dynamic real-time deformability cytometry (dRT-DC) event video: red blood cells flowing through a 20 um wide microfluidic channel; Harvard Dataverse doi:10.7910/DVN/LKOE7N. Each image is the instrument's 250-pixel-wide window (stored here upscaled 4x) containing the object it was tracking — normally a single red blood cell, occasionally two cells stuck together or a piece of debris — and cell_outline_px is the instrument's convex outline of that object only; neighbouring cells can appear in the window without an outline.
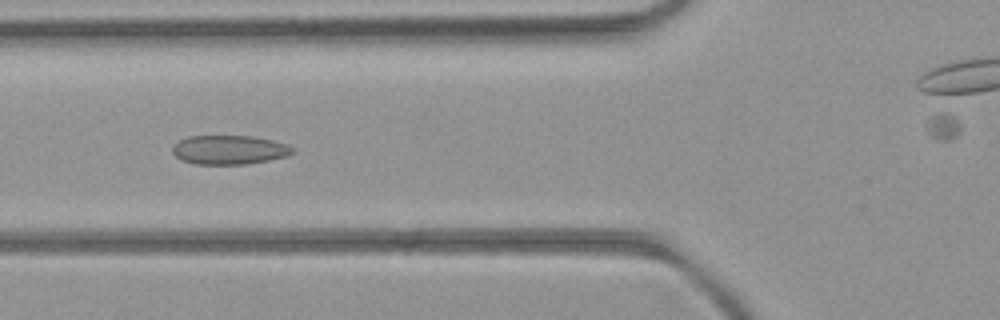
{"species": "common noctule bat (a hibernating species)", "species_latin": "Nyctalus noctula", "temperature_condition": "room temperature", "stored_images_in_passage": 34, "camera_frame_rate_fps": 3000, "um_per_image_px": 0.085, "animal": {"sex": "female", "body_mass_g": 21.9}, "frame": {"image": 1, "passage_image": 7, "time_ms": 2.0, "image_size_px": [1000, 320], "cell_outline_px": [[296, 148], [288, 156], [248, 164], [196, 164], [180, 160], [172, 152], [172, 148], [180, 140], [188, 136], [252, 136], [272, 140], [288, 144]], "centroid_in_image_um": [19.51, 12.74], "position_along_channel_um": 106.3, "area_um2": 20.4}}
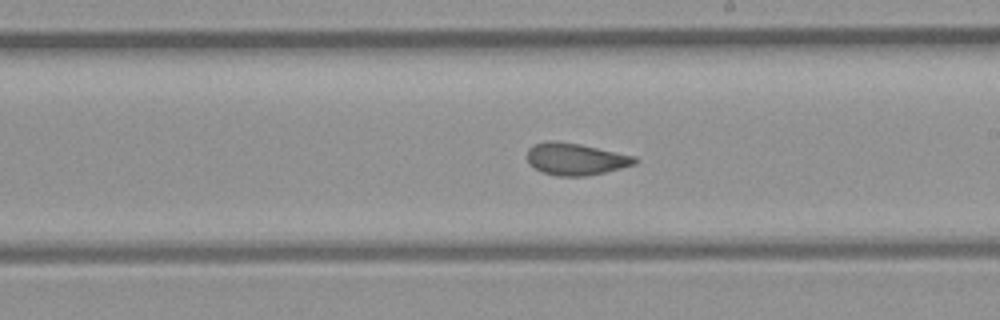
{"frame": {"image": 2, "passage_image": 17, "time_ms": 5.333, "image_size_px": [1000, 320], "cell_outline_px": [[636, 164], [588, 176], [556, 176], [544, 172], [528, 164], [528, 148], [536, 144], [548, 140], [556, 140], [580, 144], [636, 156]], "centroid_in_image_um": [48.92, 13.51], "position_along_channel_um": 240.1, "area_um2": 20.0}}
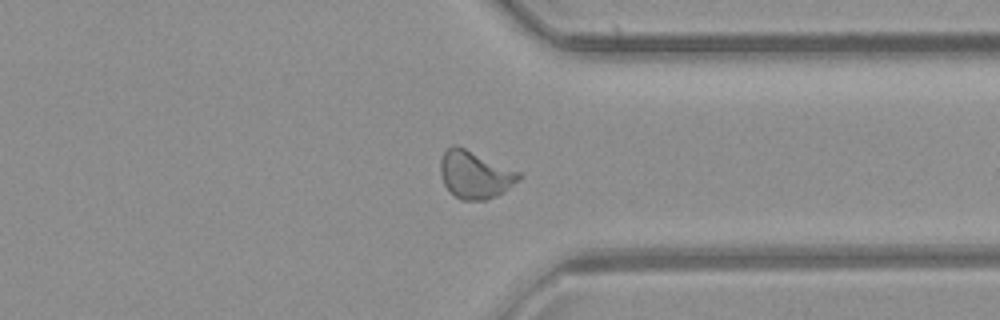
{"frame": {"image": 3, "passage_image": 27, "time_ms": 8.667, "image_size_px": [1000, 320], "cell_outline_px": [[520, 180], [504, 192], [496, 196], [484, 200], [460, 200], [444, 184], [440, 176], [440, 160], [444, 152], [452, 144], [456, 144], [520, 172]], "centroid_in_image_um": [40.36, 14.84], "position_along_channel_um": 371.0, "area_um2": 21.68}, "authors_computed_cell_mechanics": {"area_um2": 20.2011, "velocity_mm_per_s": 3.9986, "shape_relaxation_time_tau1_ms": null, "shape_relaxation_time_tau2_ms": 1.0705, "deformation_change_tau1": null, "deformation_change_tau2": 0.0533}}